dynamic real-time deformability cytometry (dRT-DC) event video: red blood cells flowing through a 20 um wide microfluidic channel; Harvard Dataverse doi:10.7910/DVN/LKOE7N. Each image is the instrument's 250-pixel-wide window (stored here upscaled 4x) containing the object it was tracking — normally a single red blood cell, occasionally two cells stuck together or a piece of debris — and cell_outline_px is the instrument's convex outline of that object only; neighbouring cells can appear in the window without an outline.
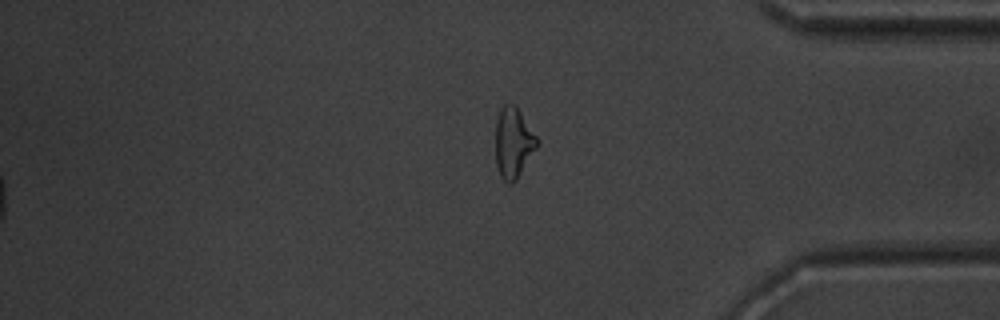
{"species": "common noctule bat (a hibernating species)", "species_latin": "Nyctalus noctula", "temperature_condition": "warm", "stored_images_in_passage": 54, "segment_of_instrument_passage": [2, 2], "camera_frame_rate_fps": 3000, "um_per_image_px": 0.085, "animal": {"sex": "male", "body_mass_g": 20.1, "forearm_length_mm": 53.5}, "frame": {"image": 1, "passage_image": 54, "time_ms": 17.667, "image_size_px": [1000, 320], "cell_outline_px": [[540, 144], [516, 180], [512, 184], [508, 184], [500, 176], [496, 164], [496, 120], [500, 108], [504, 104], [512, 104], [520, 112], [536, 136]], "centroid_in_image_um": [43.63, 12.16], "position_along_channel_um": 391.6, "area_um2": 16.99}}